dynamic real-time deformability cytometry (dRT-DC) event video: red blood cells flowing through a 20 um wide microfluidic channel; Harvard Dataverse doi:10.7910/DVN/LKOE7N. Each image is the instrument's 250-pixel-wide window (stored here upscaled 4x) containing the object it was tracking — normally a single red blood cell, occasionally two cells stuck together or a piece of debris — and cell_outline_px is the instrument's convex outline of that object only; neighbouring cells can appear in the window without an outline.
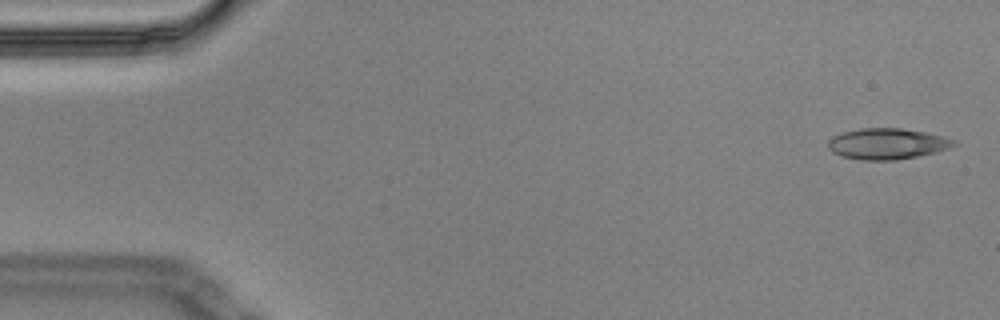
{"species": "Egyptian fruit bat (a non-hibernating species)", "species_latin": "Rousettus aegyptiacus", "temperature_condition": "cold", "stored_images_in_passage": 6, "camera_frame_rate_fps": 3000, "um_per_image_px": 0.085, "animal": {"sex": "male"}, "frame": {"image": 1, "passage_image": 1, "time_ms": 0.0, "image_size_px": [1000, 320], "cell_outline_px": [[960, 144], [936, 152], [896, 160], [860, 160], [840, 156], [832, 152], [828, 148], [828, 140], [832, 136], [844, 132], [860, 128], [900, 128], [924, 132], [956, 140]], "centroid_in_image_um": [75.39, 12.22], "position_along_channel_um": 9.6, "area_um2": 22.72}}